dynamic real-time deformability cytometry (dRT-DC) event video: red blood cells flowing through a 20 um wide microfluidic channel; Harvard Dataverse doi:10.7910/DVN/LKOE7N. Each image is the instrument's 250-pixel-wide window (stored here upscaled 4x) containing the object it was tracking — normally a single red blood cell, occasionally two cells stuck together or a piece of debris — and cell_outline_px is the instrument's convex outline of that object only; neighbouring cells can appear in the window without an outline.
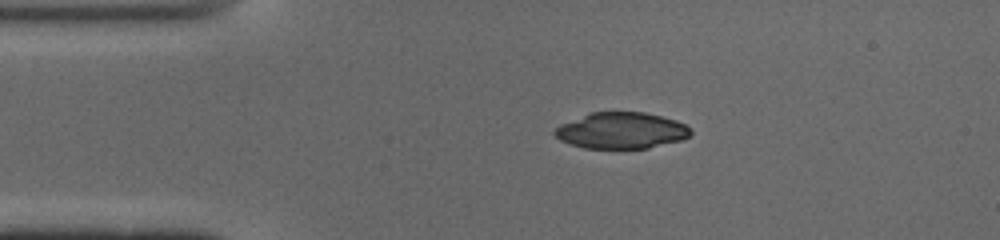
{"species": "common noctule bat (a hibernating species)", "species_latin": "Nyctalus noctula", "temperature_condition": "cold", "stored_images_in_passage": 42, "camera_frame_rate_fps": 3000, "um_per_image_px": 0.085, "animal": {"sex": "male", "body_mass_g": 19.0, "forearm_length_mm": 50.8}, "frame": {"image": 1, "passage_image": 1, "time_ms": 0.0, "image_size_px": [1000, 240], "cell_outline_px": [[692, 132], [688, 136], [680, 140], [648, 148], [584, 148], [560, 140], [552, 132], [560, 124], [588, 112], [644, 112], [676, 120], [692, 128]], "centroid_in_image_um": [52.79, 11.08], "position_along_channel_um": 32.2, "area_um2": 28.67}}
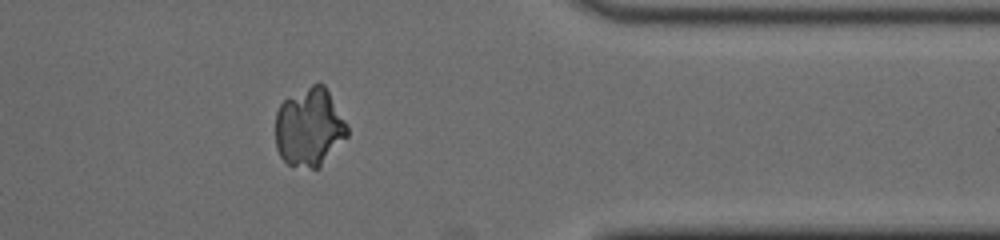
{"frame": {"image": 2, "passage_image": 32, "time_ms": 10.333, "image_size_px": [1000, 240], "cell_outline_px": [[348, 136], [320, 168], [312, 168], [288, 164], [280, 156], [276, 148], [276, 112], [280, 104], [284, 100], [312, 84], [324, 84], [348, 124]], "centroid_in_image_um": [26.32, 10.83], "position_along_channel_um": 385.1, "area_um2": 32.89}}